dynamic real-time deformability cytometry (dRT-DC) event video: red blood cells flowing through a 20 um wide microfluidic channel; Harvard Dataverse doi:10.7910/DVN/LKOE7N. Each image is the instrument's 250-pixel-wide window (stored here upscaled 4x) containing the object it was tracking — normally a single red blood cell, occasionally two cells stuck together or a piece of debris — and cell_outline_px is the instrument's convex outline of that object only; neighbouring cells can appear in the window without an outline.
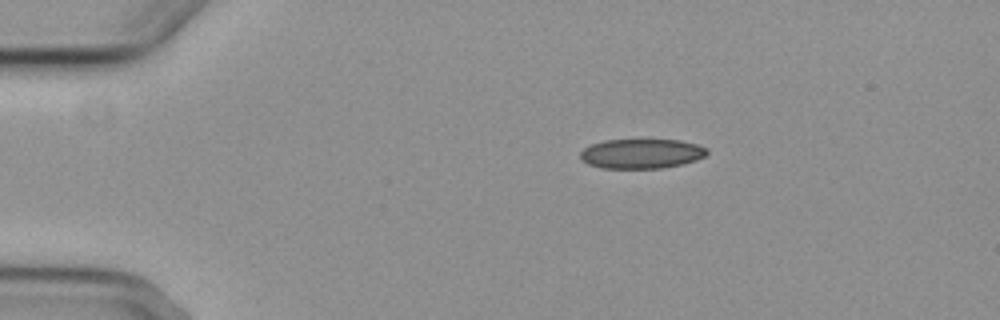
{"species": "common noctule bat (a hibernating species)", "species_latin": "Nyctalus noctula", "temperature_condition": "cold", "stored_images_in_passage": 2, "camera_frame_rate_fps": 3000, "um_per_image_px": 0.085, "animal": {"sex": "female", "body_mass_g": 29.2, "forearm_length_mm": 56.3}, "frame": {"image": 1, "passage_image": 1, "time_ms": 0.0, "image_size_px": [1000, 320], "cell_outline_px": [[708, 152], [704, 156], [696, 160], [680, 164], [660, 168], [600, 168], [588, 164], [580, 160], [580, 152], [584, 148], [592, 144], [604, 140], [680, 140], [696, 144], [708, 148]], "centroid_in_image_um": [54.5, 13.06], "position_along_channel_um": 30.5, "area_um2": 21.85}}